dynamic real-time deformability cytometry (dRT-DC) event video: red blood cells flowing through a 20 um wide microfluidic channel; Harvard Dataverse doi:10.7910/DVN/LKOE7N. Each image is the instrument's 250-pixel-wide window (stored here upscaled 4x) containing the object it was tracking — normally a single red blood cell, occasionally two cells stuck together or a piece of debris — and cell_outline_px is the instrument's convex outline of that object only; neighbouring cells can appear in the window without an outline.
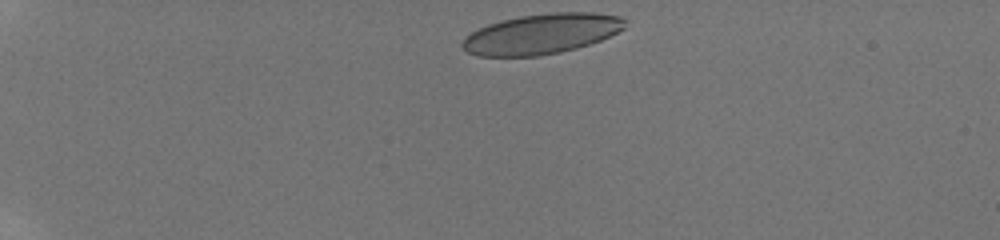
{"species": "human", "species_latin": "Homo sapiens", "temperature_condition": "room temperature", "stored_images_in_passage": 42, "camera_frame_rate_fps": 3000, "um_per_image_px": 0.085, "donor": {"sex": "male"}, "frame": {"image": 1, "passage_image": 1, "time_ms": 0.0, "image_size_px": [1000, 240], "cell_outline_px": [[624, 28], [600, 40], [576, 48], [560, 52], [536, 56], [476, 56], [468, 52], [460, 44], [464, 36], [488, 24], [500, 20], [520, 16], [552, 12], [592, 12], [620, 16], [624, 20]], "centroid_in_image_um": [45.98, 2.88], "position_along_channel_um": 39.0, "area_um2": 37.92}}
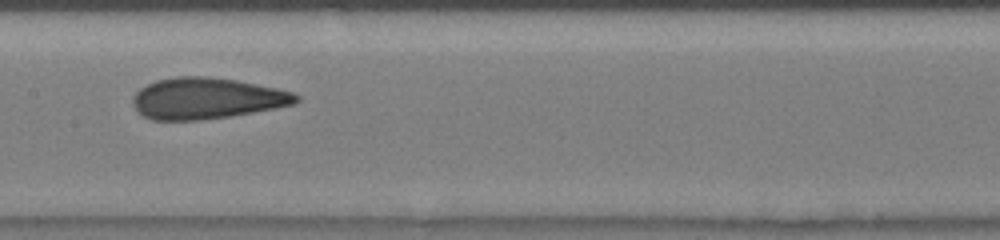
{"frame": {"image": 2, "passage_image": 19, "time_ms": 6.0, "image_size_px": [1000, 240], "cell_outline_px": [[300, 100], [292, 104], [276, 108], [228, 116], [200, 120], [152, 120], [144, 116], [132, 104], [132, 96], [140, 88], [156, 80], [176, 76], [208, 76], [236, 80], [276, 88], [292, 92], [300, 96]], "centroid_in_image_um": [17.55, 8.35], "position_along_channel_um": 189.9, "area_um2": 39.07}}
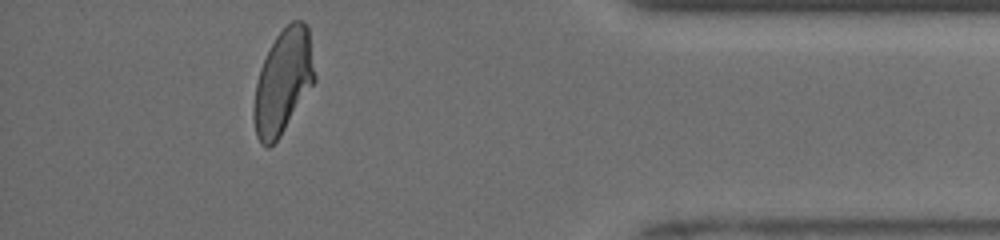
{"frame": {"image": 3, "passage_image": 38, "time_ms": 12.333, "image_size_px": [1000, 240], "cell_outline_px": [[316, 80], [280, 136], [268, 148], [260, 144], [256, 136], [252, 116], [252, 108], [256, 84], [260, 68], [276, 36], [292, 20], [304, 20], [308, 28], [316, 76]], "centroid_in_image_um": [24.05, 6.96], "position_along_channel_um": 411.1, "area_um2": 36.88}, "authors_computed_cell_mechanics": {"area_um2": 38.726, "velocity_mm_per_s": 3.9426, "shape_relaxation_time_tau1_ms": 5.1762, "shape_relaxation_time_tau2_ms": 0.9869, "deformation_change_tau1": 0.157, "deformation_change_tau2": 0.0699}}